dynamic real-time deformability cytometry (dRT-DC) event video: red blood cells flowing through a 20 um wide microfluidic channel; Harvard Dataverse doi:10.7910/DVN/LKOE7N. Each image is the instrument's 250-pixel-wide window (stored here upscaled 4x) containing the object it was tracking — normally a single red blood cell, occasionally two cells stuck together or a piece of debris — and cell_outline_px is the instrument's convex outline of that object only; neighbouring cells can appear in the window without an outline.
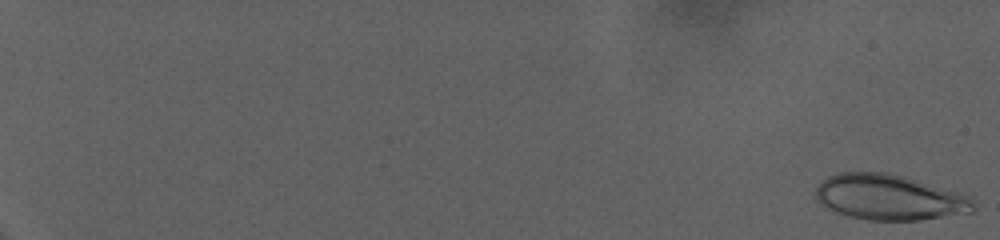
{"species": "human", "species_latin": "Homo sapiens", "temperature_condition": "warm", "stored_images_in_passage": 81, "camera_frame_rate_fps": 3000, "um_per_image_px": 0.085, "donor": {"sex": "female"}, "frame": {"image": 1, "passage_image": 1, "time_ms": 0.0, "image_size_px": [1000, 240], "cell_outline_px": [[976, 212], [920, 220], [868, 220], [848, 216], [836, 212], [820, 204], [812, 196], [820, 180], [828, 176], [840, 172], [888, 172], [904, 176], [960, 192], [972, 196], [976, 208]], "centroid_in_image_um": [75.6, 16.77], "position_along_channel_um": 9.4, "area_um2": 42.6}}
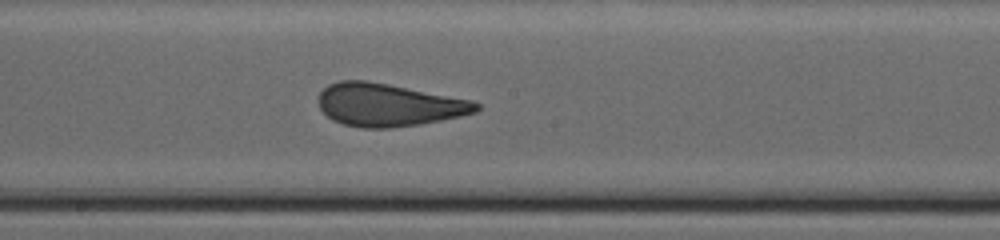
{"frame": {"image": 2, "passage_image": 51, "time_ms": 16.667, "image_size_px": [1000, 240], "cell_outline_px": [[480, 108], [476, 112], [460, 116], [420, 124], [392, 128], [364, 128], [344, 124], [332, 120], [320, 108], [316, 100], [320, 92], [328, 84], [340, 80], [368, 80], [472, 100], [480, 104]], "centroid_in_image_um": [32.99, 8.91], "position_along_channel_um": 215.2, "area_um2": 39.42}}
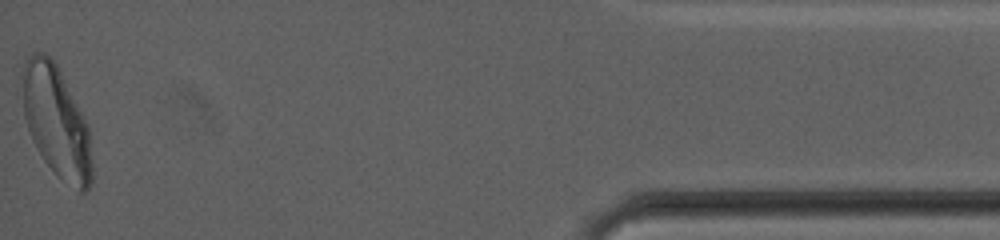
{"frame": {"image": 3, "passage_image": 81, "time_ms": 26.667, "image_size_px": [1000, 240], "cell_outline_px": [[92, 184], [84, 192], [80, 192], [60, 180], [56, 176], [44, 160], [32, 140], [24, 116], [20, 76], [24, 60], [32, 52], [44, 52], [56, 64], [88, 124], [92, 164]], "centroid_in_image_um": [4.77, 10.35], "position_along_channel_um": 430.4, "area_um2": 45.55}, "authors_computed_cell_mechanics": {"area_um2": 40.1132, "velocity_mm_per_s": 2.7886, "shape_relaxation_time_tau1_ms": 9.9772, "shape_relaxation_time_tau2_ms": 1.1274, "deformation_change_tau1": 0.2207, "deformation_change_tau2": 0.0695}}